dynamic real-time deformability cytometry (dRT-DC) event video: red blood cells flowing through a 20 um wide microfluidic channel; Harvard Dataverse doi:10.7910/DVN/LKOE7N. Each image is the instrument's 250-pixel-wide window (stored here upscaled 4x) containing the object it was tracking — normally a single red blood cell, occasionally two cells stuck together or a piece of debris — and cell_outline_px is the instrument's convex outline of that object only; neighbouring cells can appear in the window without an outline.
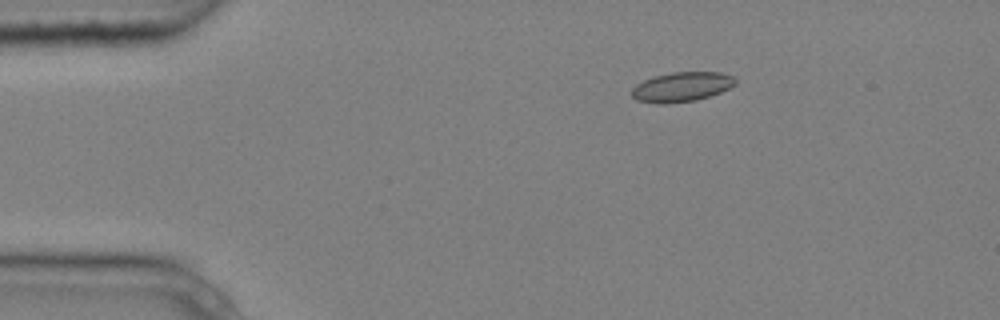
{"species": "common noctule bat (a hibernating species)", "species_latin": "Nyctalus noctula", "temperature_condition": "cold", "stored_images_in_passage": 3, "camera_frame_rate_fps": 3000, "um_per_image_px": 0.085, "animal": {"sex": "male", "body_mass_g": 20.4}, "frame": {"image": 1, "passage_image": 1, "time_ms": 0.0, "image_size_px": [1000, 320], "cell_outline_px": [[736, 84], [720, 92], [696, 100], [664, 104], [660, 104], [636, 100], [632, 96], [632, 88], [636, 84], [644, 80], [656, 76], [672, 72], [720, 72], [732, 76], [736, 80]], "centroid_in_image_um": [57.93, 7.38], "position_along_channel_um": 27.1, "area_um2": 17.74}}
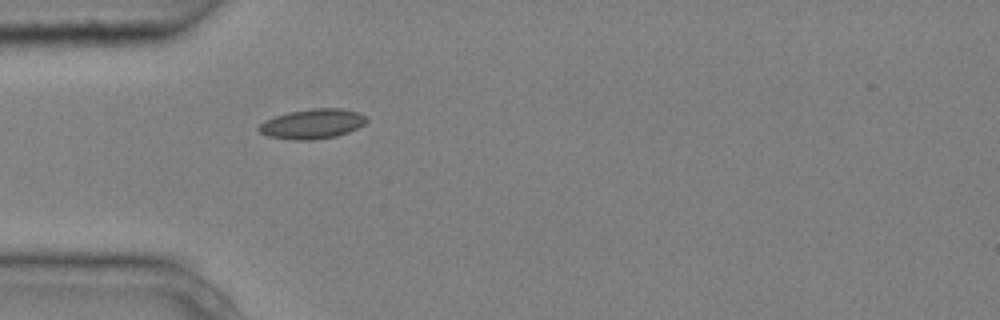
{"frame": {"image": 2, "passage_image": 3, "time_ms": 0.667, "image_size_px": [1000, 320], "cell_outline_px": [[368, 120], [364, 124], [348, 132], [336, 136], [312, 140], [296, 140], [268, 136], [260, 132], [256, 128], [264, 120], [288, 112], [312, 108], [340, 108], [360, 112], [368, 116]], "centroid_in_image_um": [26.57, 10.52], "position_along_channel_um": 58.4, "area_um2": 18.79}}